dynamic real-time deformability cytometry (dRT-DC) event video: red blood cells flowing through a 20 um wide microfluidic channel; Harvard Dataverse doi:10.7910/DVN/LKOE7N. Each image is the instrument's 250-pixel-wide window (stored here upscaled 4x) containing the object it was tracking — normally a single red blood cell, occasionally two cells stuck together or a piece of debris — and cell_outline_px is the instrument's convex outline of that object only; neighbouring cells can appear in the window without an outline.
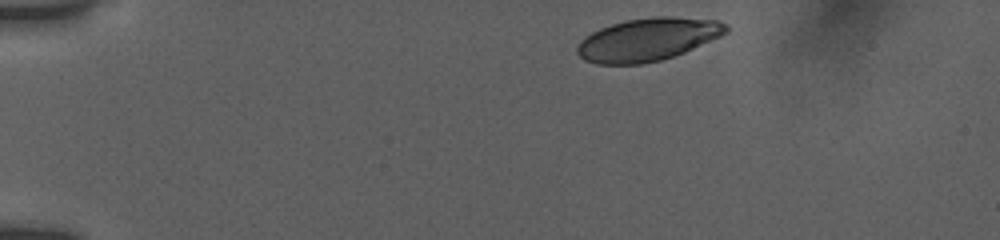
{"species": "human", "species_latin": "Homo sapiens", "temperature_condition": "room temperature", "stored_images_in_passage": 6, "camera_frame_rate_fps": 3000, "um_per_image_px": 0.085, "donor": {"sex": "female"}, "frame": {"image": 1, "passage_image": 1, "time_ms": 0.0, "image_size_px": [1000, 240], "cell_outline_px": [[728, 32], [720, 36], [684, 52], [660, 60], [640, 64], [596, 64], [584, 60], [576, 52], [576, 48], [580, 40], [584, 36], [600, 28], [612, 24], [628, 20], [652, 16], [672, 16], [716, 20], [728, 24]], "centroid_in_image_um": [55.04, 3.35], "position_along_channel_um": 30.0, "area_um2": 37.11}}
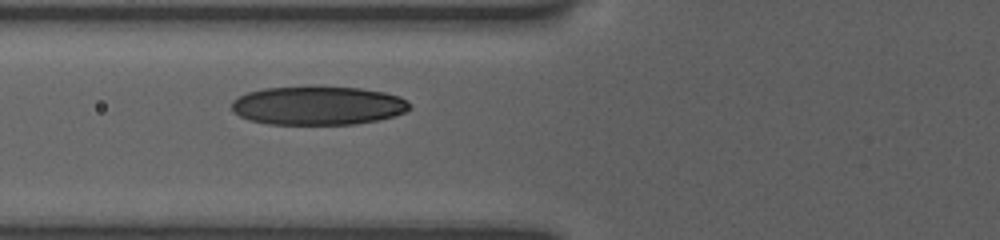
{"frame": {"image": 2, "passage_image": 5, "time_ms": 4.0, "image_size_px": [1000, 240], "cell_outline_px": [[412, 108], [404, 112], [392, 116], [376, 120], [356, 124], [268, 124], [248, 120], [240, 116], [232, 108], [232, 100], [236, 96], [248, 92], [264, 88], [360, 88], [384, 92], [400, 96]], "centroid_in_image_um": [27.0, 8.99], "position_along_channel_um": 98.8, "area_um2": 39.54}}
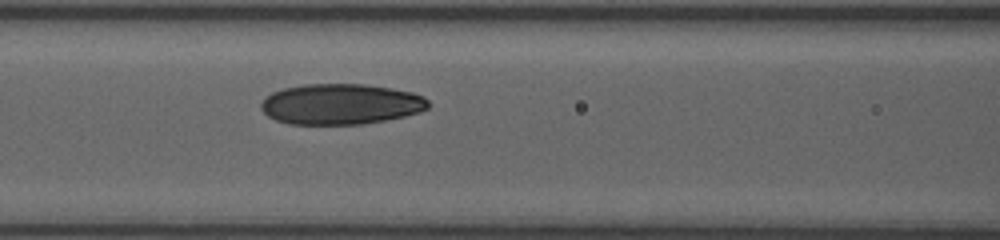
{"frame": {"image": 3, "passage_image": 6, "time_ms": 5.0, "image_size_px": [1000, 240], "cell_outline_px": [[428, 108], [420, 112], [404, 116], [364, 124], [288, 124], [276, 120], [268, 116], [260, 108], [260, 104], [272, 92], [284, 88], [304, 84], [364, 84], [392, 88], [412, 92], [424, 96], [428, 100]], "centroid_in_image_um": [28.97, 8.85], "position_along_channel_um": 137.6, "area_um2": 39.65}}